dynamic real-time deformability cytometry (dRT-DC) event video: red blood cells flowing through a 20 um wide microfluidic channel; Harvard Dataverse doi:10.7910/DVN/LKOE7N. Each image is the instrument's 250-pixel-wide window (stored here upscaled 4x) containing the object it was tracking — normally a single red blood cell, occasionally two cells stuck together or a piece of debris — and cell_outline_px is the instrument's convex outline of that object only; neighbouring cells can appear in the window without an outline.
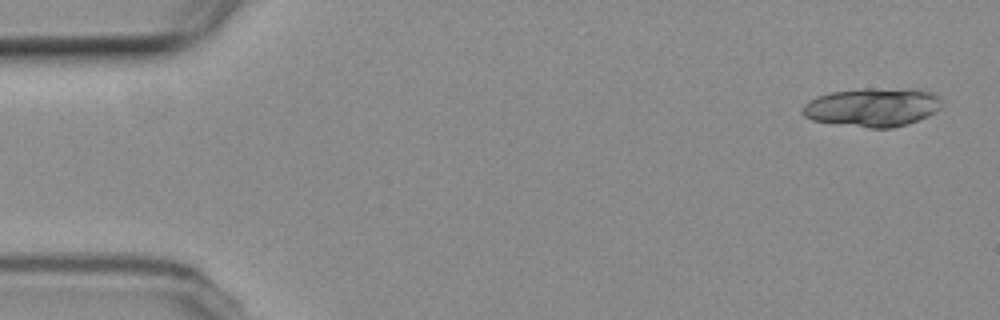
{"species": "common noctule bat (a hibernating species)", "species_latin": "Nyctalus noctula", "temperature_condition": "room temperature", "stored_images_in_passage": 15, "segment_of_instrument_passage": [1, 2], "camera_frame_rate_fps": 3000, "um_per_image_px": 0.085, "animal": {"sex": "female", "body_mass_g": 19.3, "forearm_length_mm": 54.1}, "frame": {"image": 1, "passage_image": 1, "time_ms": 0.0, "image_size_px": [1000, 320], "cell_outline_px": [[944, 104], [940, 108], [928, 116], [908, 124], [892, 128], [868, 128], [812, 120], [804, 116], [800, 112], [804, 104], [808, 100], [816, 96], [832, 92], [864, 88], [912, 88], [936, 92], [940, 96]], "centroid_in_image_um": [74.21, 9.09], "position_along_channel_um": 10.8, "area_um2": 32.02}}